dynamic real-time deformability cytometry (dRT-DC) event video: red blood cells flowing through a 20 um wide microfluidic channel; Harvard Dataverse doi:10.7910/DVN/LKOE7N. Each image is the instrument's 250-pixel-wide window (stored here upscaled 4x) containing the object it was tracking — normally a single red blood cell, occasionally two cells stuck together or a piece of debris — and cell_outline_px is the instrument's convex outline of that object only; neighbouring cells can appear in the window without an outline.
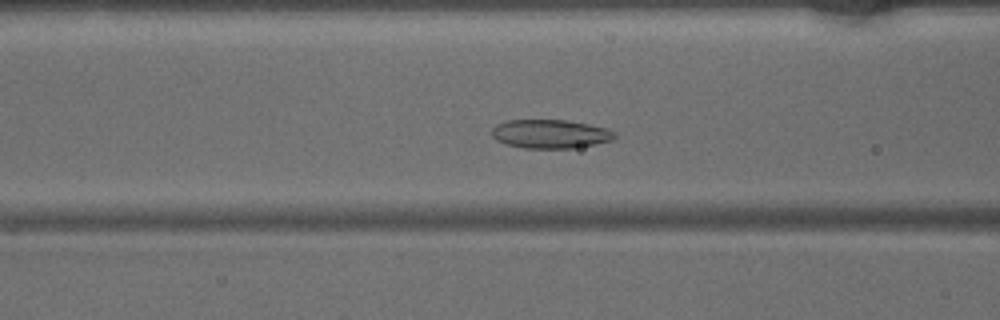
{"species": "common noctule bat (a hibernating species)", "species_latin": "Nyctalus noctula", "temperature_condition": "warm", "stored_images_in_passage": 42, "camera_frame_rate_fps": 3000, "um_per_image_px": 0.085, "animal": {"sex": "male", "body_mass_g": 15.6}, "frame": {"image": 1, "passage_image": 12, "time_ms": 3.667, "image_size_px": [1000, 320], "cell_outline_px": [[616, 136], [612, 140], [572, 148], [524, 148], [504, 144], [496, 140], [492, 136], [492, 128], [496, 124], [508, 120], [568, 120], [608, 128], [616, 132]], "centroid_in_image_um": [46.76, 11.38], "position_along_channel_um": 119.8, "area_um2": 20.63}}
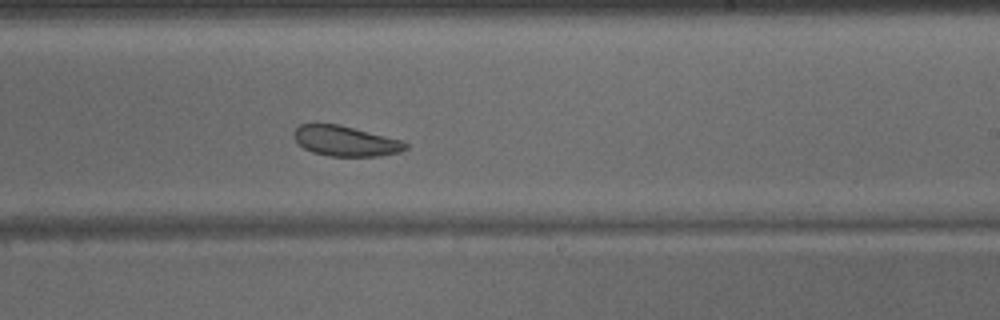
{"frame": {"image": 2, "passage_image": 22, "time_ms": 7.0, "image_size_px": [1000, 320], "cell_outline_px": [[408, 148], [400, 152], [380, 156], [332, 156], [312, 152], [304, 148], [296, 140], [292, 132], [300, 124], [340, 124], [400, 140], [408, 144]], "centroid_in_image_um": [29.37, 11.99], "position_along_channel_um": 259.6, "area_um2": 19.54}}
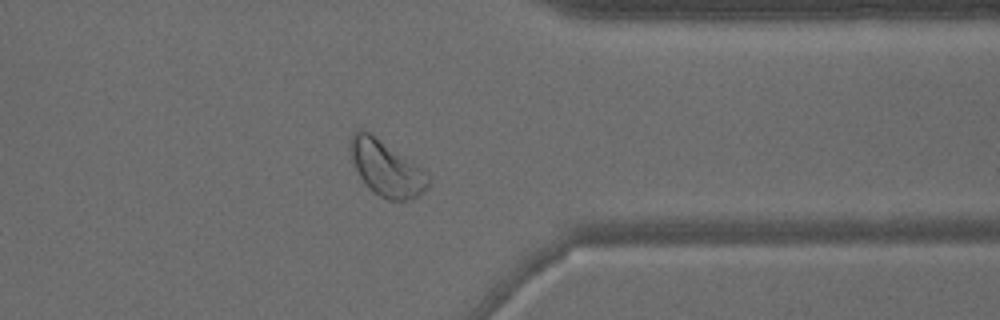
{"frame": {"image": 3, "passage_image": 31, "time_ms": 10.0, "image_size_px": [1000, 320], "cell_outline_px": [[432, 180], [428, 188], [416, 196], [404, 200], [388, 200], [372, 192], [364, 184], [352, 160], [348, 148], [348, 144], [352, 132], [360, 128], [368, 132], [428, 172]], "centroid_in_image_um": [32.82, 14.31], "position_along_channel_um": 378.6, "area_um2": 25.14}}